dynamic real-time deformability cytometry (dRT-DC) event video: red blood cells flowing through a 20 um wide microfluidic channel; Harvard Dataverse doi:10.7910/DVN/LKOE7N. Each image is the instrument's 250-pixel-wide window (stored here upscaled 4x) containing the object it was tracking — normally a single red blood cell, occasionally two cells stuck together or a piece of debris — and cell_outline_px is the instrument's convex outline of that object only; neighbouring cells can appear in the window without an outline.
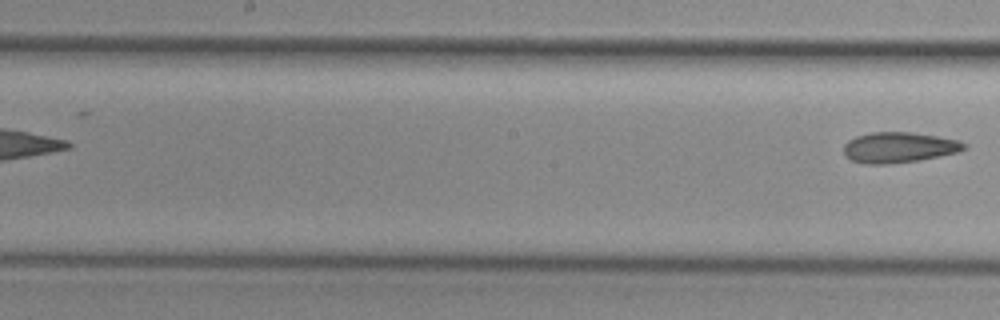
{"species": "common noctule bat (a hibernating species)", "species_latin": "Nyctalus noctula", "temperature_condition": "cold", "stored_images_in_passage": 11, "segment_of_instrument_passage": [2, 2], "camera_frame_rate_fps": 3000, "um_per_image_px": 0.085, "animal": {"sex": "female", "body_mass_g": 29.2, "forearm_length_mm": 56.3}, "frame": {"image": 1, "passage_image": 11, "time_ms": 11.667, "image_size_px": [1000, 320], "cell_outline_px": [[964, 148], [960, 152], [920, 160], [884, 164], [864, 164], [852, 160], [844, 156], [844, 144], [848, 140], [856, 136], [872, 132], [912, 132], [936, 136], [956, 140], [964, 144]], "centroid_in_image_um": [76.35, 12.53], "position_along_channel_um": 171.8, "area_um2": 21.33}}